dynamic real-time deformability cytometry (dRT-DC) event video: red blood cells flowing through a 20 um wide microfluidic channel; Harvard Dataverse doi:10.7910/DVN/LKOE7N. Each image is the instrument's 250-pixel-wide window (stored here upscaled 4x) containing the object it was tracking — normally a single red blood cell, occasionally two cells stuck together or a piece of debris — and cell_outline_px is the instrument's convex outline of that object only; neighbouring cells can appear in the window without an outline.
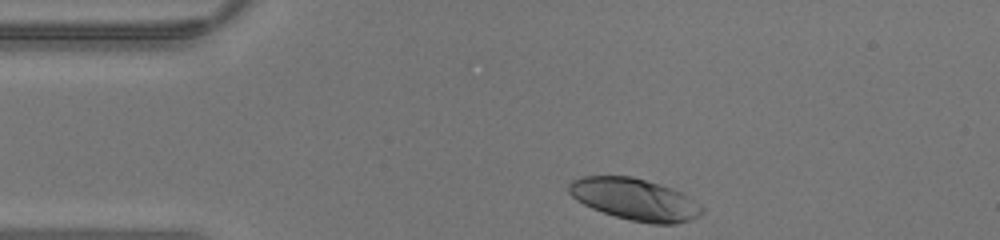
{"species": "human", "species_latin": "Homo sapiens", "temperature_condition": "warm", "stored_images_in_passage": 26, "camera_frame_rate_fps": 3000, "um_per_image_px": 0.085, "donor": {"sex": "male"}, "frame": {"image": 1, "passage_image": 1, "time_ms": 0.0, "image_size_px": [1000, 240], "cell_outline_px": [[704, 212], [700, 216], [676, 224], [652, 224], [628, 220], [592, 208], [576, 200], [568, 192], [568, 184], [572, 180], [584, 176], [632, 176], [660, 184], [672, 188], [688, 196], [700, 204], [704, 208]], "centroid_in_image_um": [53.97, 16.94], "position_along_channel_um": 31.0, "area_um2": 32.48}}
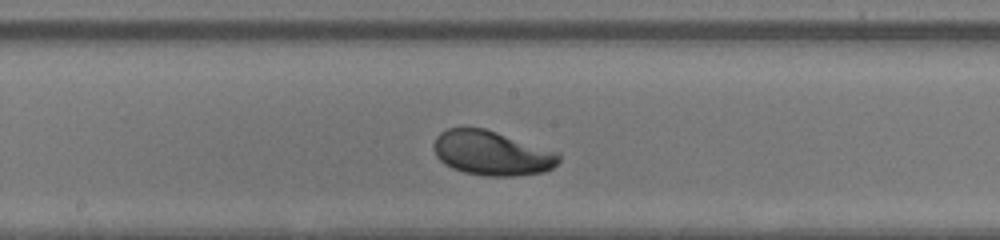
{"frame": {"image": 2, "passage_image": 15, "time_ms": 4.667, "image_size_px": [1000, 240], "cell_outline_px": [[560, 160], [552, 168], [544, 172], [516, 176], [484, 176], [464, 172], [452, 168], [444, 164], [436, 156], [432, 148], [432, 144], [436, 136], [440, 132], [448, 128], [484, 128], [560, 152]], "centroid_in_image_um": [41.79, 13.02], "position_along_channel_um": 206.4, "area_um2": 32.71}}
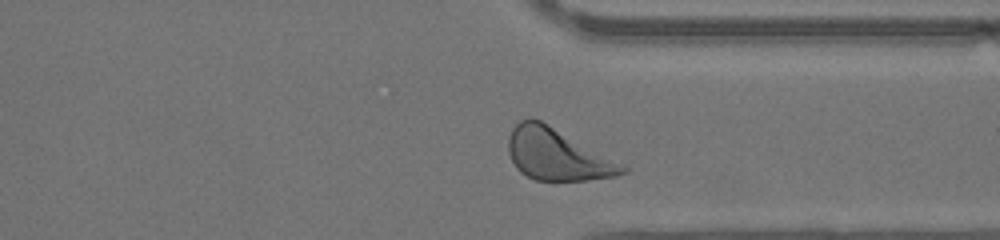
{"frame": {"image": 3, "passage_image": 25, "time_ms": 8.0, "image_size_px": [1000, 240], "cell_outline_px": [[628, 172], [616, 176], [588, 180], [536, 180], [520, 172], [516, 168], [508, 152], [508, 136], [512, 128], [520, 120], [540, 120], [628, 168]], "centroid_in_image_um": [47.31, 13.16], "position_along_channel_um": 364.1, "area_um2": 33.35}}